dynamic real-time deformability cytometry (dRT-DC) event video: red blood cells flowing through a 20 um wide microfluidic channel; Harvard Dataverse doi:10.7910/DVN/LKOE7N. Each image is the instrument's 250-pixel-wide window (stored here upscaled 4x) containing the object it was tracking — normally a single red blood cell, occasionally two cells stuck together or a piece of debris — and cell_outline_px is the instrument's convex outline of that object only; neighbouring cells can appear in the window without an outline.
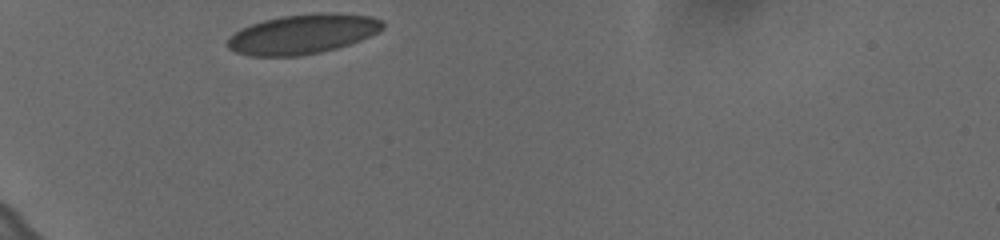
{"species": "human", "species_latin": "Homo sapiens", "temperature_condition": "cold", "stored_images_in_passage": 31, "camera_frame_rate_fps": 3000, "um_per_image_px": 0.085, "donor": {"sex": "female"}, "frame": {"image": 1, "passage_image": 1, "time_ms": 0.0, "image_size_px": [1000, 240], "cell_outline_px": [[384, 28], [360, 40], [336, 48], [320, 52], [300, 56], [248, 56], [236, 52], [228, 48], [228, 36], [240, 28], [264, 20], [280, 16], [320, 12], [328, 12], [372, 16], [380, 20], [384, 24]], "centroid_in_image_um": [25.69, 2.89], "position_along_channel_um": 59.3, "area_um2": 35.84}}
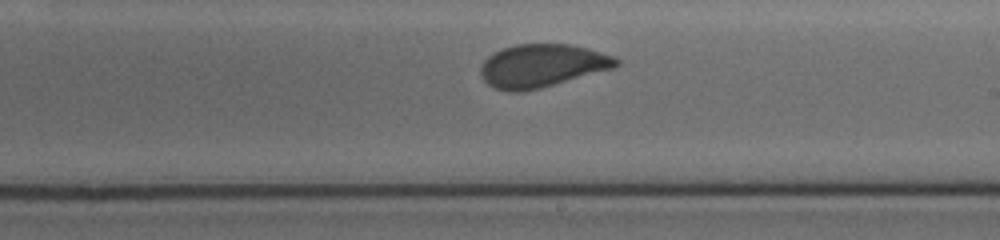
{"frame": {"image": 2, "passage_image": 18, "time_ms": 5.667, "image_size_px": [1000, 240], "cell_outline_px": [[620, 64], [612, 68], [540, 88], [520, 92], [508, 92], [496, 88], [488, 84], [480, 76], [480, 64], [488, 56], [504, 48], [516, 44], [572, 44], [588, 48], [612, 56], [620, 60]], "centroid_in_image_um": [46.03, 5.58], "position_along_channel_um": 243.0, "area_um2": 33.81}}
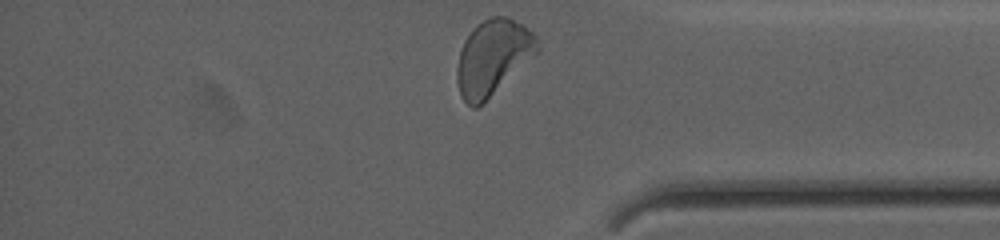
{"frame": {"image": 3, "passage_image": 31, "time_ms": 10.0, "image_size_px": [1000, 240], "cell_outline_px": [[540, 52], [476, 108], [472, 108], [460, 96], [456, 76], [456, 68], [460, 52], [464, 40], [472, 28], [476, 24], [492, 16], [508, 16], [532, 32], [536, 36]], "centroid_in_image_um": [41.89, 4.86], "position_along_channel_um": 393.3, "area_um2": 35.08}}